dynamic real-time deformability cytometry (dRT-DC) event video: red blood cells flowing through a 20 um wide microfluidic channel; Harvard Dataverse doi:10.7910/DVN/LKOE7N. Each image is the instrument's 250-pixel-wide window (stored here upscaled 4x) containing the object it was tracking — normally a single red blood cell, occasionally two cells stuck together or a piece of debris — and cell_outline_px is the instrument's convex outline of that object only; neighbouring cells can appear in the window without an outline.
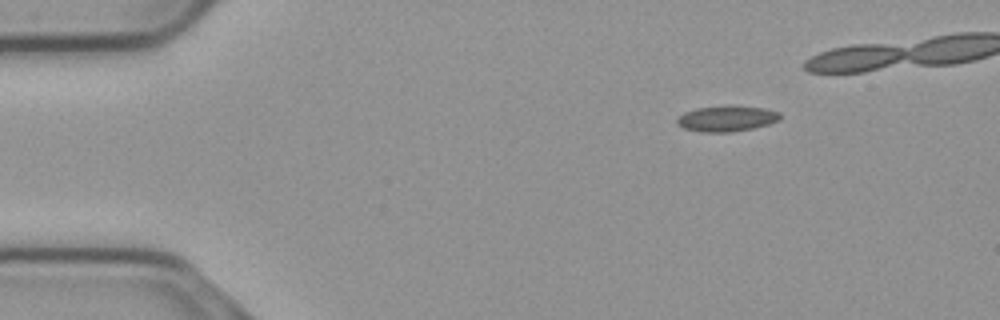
{"species": "common noctule bat (a hibernating species)", "species_latin": "Nyctalus noctula", "temperature_condition": "cold", "stored_images_in_passage": 37, "camera_frame_rate_fps": 3000, "um_per_image_px": 0.085, "animal": {"sex": "male", "body_mass_g": 23.1, "forearm_length_mm": 52.7}, "frame": {"image": 1, "passage_image": 1, "time_ms": 0.0, "image_size_px": [1000, 320], "cell_outline_px": [[780, 120], [768, 124], [752, 128], [732, 132], [700, 132], [684, 128], [676, 124], [676, 120], [684, 112], [696, 108], [764, 108], [780, 112]], "centroid_in_image_um": [61.74, 10.13], "position_along_channel_um": 23.3, "area_um2": 14.74}}
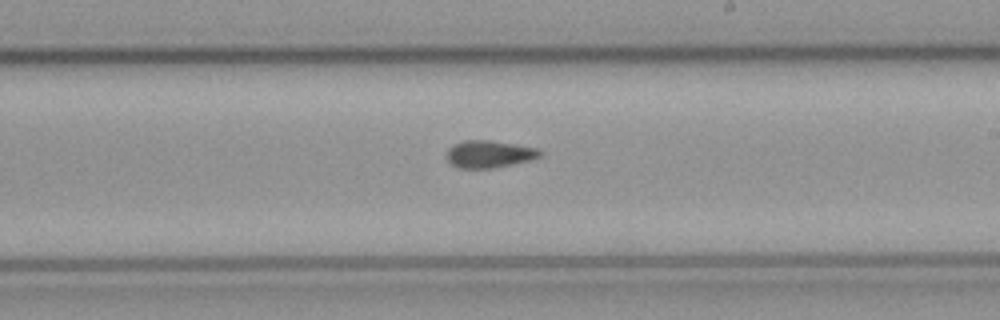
{"frame": {"image": 2, "passage_image": 25, "time_ms": 8.0, "image_size_px": [1000, 320], "cell_outline_px": [[544, 152], [540, 156], [528, 160], [512, 164], [492, 168], [460, 168], [452, 164], [448, 160], [448, 148], [452, 144], [464, 140], [492, 140], [536, 148]], "centroid_in_image_um": [41.57, 13.08], "position_along_channel_um": 247.4, "area_um2": 14.68}}
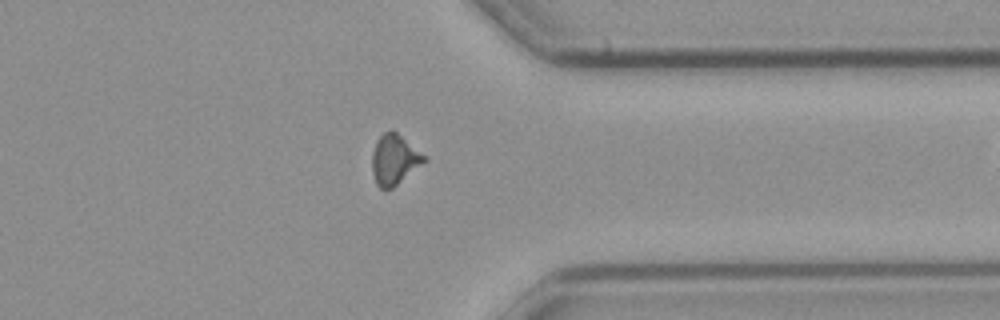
{"frame": {"image": 3, "passage_image": 36, "time_ms": 11.667, "image_size_px": [1000, 320], "cell_outline_px": [[428, 160], [392, 188], [380, 188], [376, 184], [372, 172], [372, 152], [376, 140], [384, 132], [392, 128], [428, 156]], "centroid_in_image_um": [33.55, 13.52], "position_along_channel_um": 377.9, "area_um2": 15.55}}